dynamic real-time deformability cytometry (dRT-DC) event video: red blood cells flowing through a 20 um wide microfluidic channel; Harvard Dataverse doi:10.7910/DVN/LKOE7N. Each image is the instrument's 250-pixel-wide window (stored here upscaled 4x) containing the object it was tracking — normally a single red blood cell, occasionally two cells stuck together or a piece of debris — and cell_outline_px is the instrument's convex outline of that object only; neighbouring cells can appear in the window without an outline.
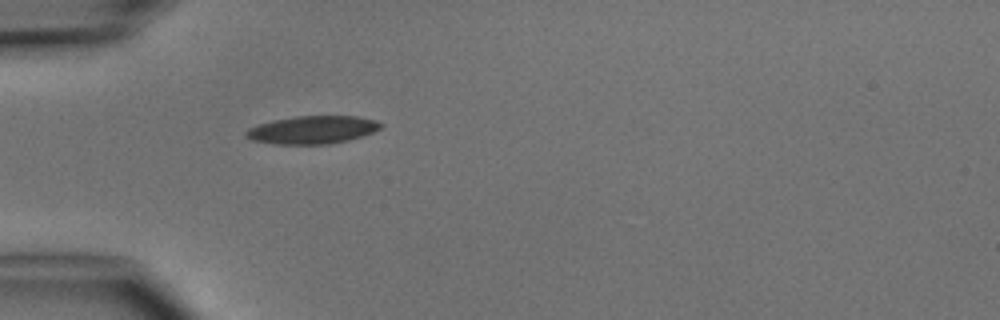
{"species": "common noctule bat (a hibernating species)", "species_latin": "Nyctalus noctula", "temperature_condition": "cold", "stored_images_in_passage": 1, "camera_frame_rate_fps": 3000, "um_per_image_px": 0.085, "animal": {"sex": "male", "body_mass_g": 15.6}, "frame": {"image": 1, "passage_image": 1, "time_ms": 0.0, "image_size_px": [1000, 320], "cell_outline_px": [[384, 124], [380, 128], [372, 132], [348, 140], [328, 144], [276, 144], [252, 140], [244, 136], [244, 132], [248, 128], [272, 120], [296, 116], [360, 116], [376, 120]], "centroid_in_image_um": [26.54, 11.03], "position_along_channel_um": 58.5, "area_um2": 21.91}}